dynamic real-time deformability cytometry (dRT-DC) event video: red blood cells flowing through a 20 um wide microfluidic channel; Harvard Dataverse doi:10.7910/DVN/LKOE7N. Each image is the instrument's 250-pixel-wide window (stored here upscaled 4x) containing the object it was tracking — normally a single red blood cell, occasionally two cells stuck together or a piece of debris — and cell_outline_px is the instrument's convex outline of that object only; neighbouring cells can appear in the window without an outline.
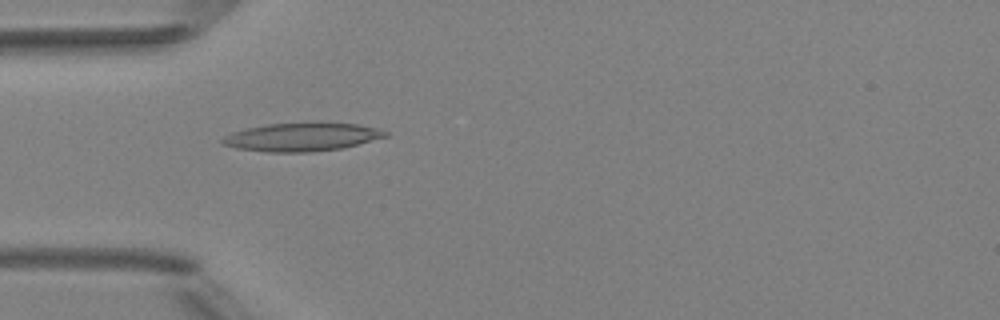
{"species": "Egyptian fruit bat (a non-hibernating species)", "species_latin": "Rousettus aegyptiacus", "temperature_condition": "room temperature", "stored_images_in_passage": 4, "camera_frame_rate_fps": 3000, "um_per_image_px": 0.085, "animal": {"sex": "female"}, "frame": {"image": 1, "passage_image": 4, "time_ms": 3.333, "image_size_px": [1000, 320], "cell_outline_px": [[388, 136], [340, 148], [312, 152], [268, 152], [236, 148], [220, 144], [220, 140], [224, 136], [232, 132], [248, 128], [268, 124], [312, 120], [356, 124], [376, 128], [388, 132]], "centroid_in_image_um": [25.63, 11.61], "position_along_channel_um": 59.4, "area_um2": 27.46}}